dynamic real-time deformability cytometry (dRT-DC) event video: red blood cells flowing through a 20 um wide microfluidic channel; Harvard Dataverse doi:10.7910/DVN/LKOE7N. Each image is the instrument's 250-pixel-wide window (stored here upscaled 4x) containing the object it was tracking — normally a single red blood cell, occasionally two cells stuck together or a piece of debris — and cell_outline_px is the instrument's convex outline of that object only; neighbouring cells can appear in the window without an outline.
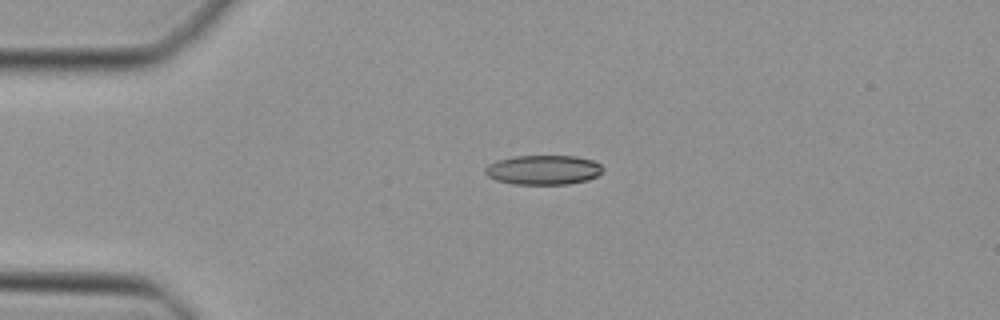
{"species": "Egyptian fruit bat (a non-hibernating species)", "species_latin": "Rousettus aegyptiacus", "temperature_condition": "cold", "stored_images_in_passage": 32, "segment_of_instrument_passage": [1, 2], "camera_frame_rate_fps": 3000, "um_per_image_px": 0.085, "animal": {"sex": "female"}, "frame": {"image": 1, "passage_image": 1, "time_ms": 0.0, "image_size_px": [1000, 320], "cell_outline_px": [[604, 168], [596, 176], [588, 180], [568, 184], [516, 184], [496, 180], [488, 176], [484, 172], [484, 168], [488, 164], [512, 156], [576, 156], [592, 160], [600, 164]], "centroid_in_image_um": [46.18, 14.44], "position_along_channel_um": 38.8, "area_um2": 20.17}}